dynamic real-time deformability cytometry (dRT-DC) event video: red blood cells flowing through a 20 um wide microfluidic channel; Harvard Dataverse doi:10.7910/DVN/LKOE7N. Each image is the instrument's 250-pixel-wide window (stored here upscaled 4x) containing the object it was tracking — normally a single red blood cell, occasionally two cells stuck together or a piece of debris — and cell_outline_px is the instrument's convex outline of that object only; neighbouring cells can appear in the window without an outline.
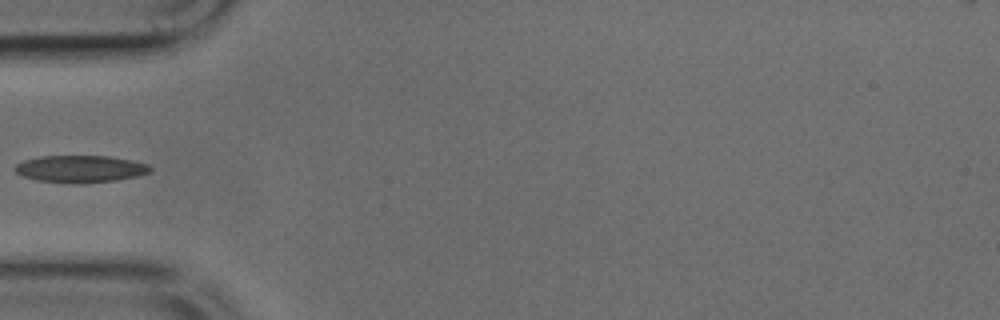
{"species": "common noctule bat (a hibernating species)", "species_latin": "Nyctalus noctula", "temperature_condition": "cold", "stored_images_in_passage": 34, "camera_frame_rate_fps": 3000, "um_per_image_px": 0.085, "animal": {"sex": "male", "body_mass_g": 17.9, "forearm_length_mm": 54.2}, "frame": {"image": 1, "passage_image": 1, "time_ms": 0.0, "image_size_px": [1000, 320], "cell_outline_px": [[152, 168], [148, 172], [136, 176], [116, 180], [72, 184], [68, 184], [36, 180], [24, 176], [16, 172], [16, 164], [24, 160], [40, 156], [112, 156], [132, 160], [148, 164]], "centroid_in_image_um": [6.83, 14.35], "position_along_channel_um": 78.2, "area_um2": 21.33}}
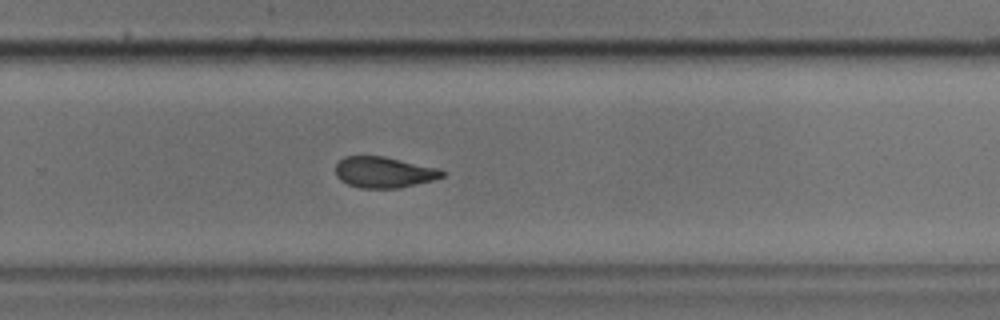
{"frame": {"image": 2, "passage_image": 17, "time_ms": 5.333, "image_size_px": [1000, 320], "cell_outline_px": [[448, 172], [444, 176], [432, 180], [400, 188], [360, 188], [348, 184], [340, 180], [336, 176], [336, 164], [344, 156], [384, 156], [436, 168]], "centroid_in_image_um": [32.62, 14.64], "position_along_channel_um": 297.2, "area_um2": 19.19}}
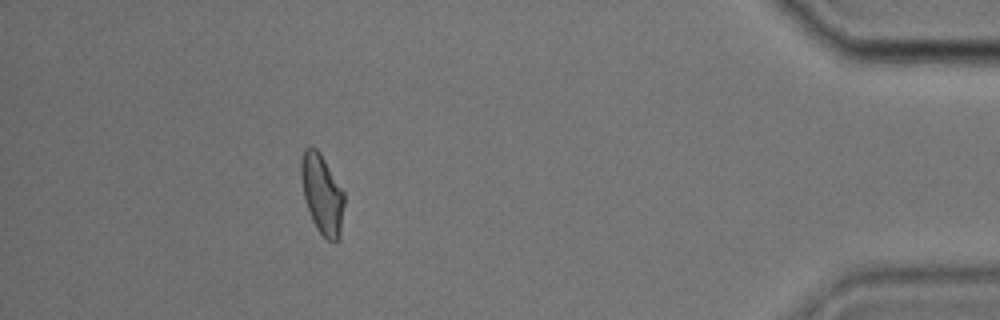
{"frame": {"image": 3, "passage_image": 29, "time_ms": 9.333, "image_size_px": [1000, 320], "cell_outline_px": [[344, 204], [340, 240], [336, 244], [328, 240], [316, 228], [312, 220], [304, 196], [300, 176], [300, 164], [304, 148], [316, 148], [320, 152], [344, 192]], "centroid_in_image_um": [27.39, 16.53], "position_along_channel_um": 407.8, "area_um2": 20.06}}